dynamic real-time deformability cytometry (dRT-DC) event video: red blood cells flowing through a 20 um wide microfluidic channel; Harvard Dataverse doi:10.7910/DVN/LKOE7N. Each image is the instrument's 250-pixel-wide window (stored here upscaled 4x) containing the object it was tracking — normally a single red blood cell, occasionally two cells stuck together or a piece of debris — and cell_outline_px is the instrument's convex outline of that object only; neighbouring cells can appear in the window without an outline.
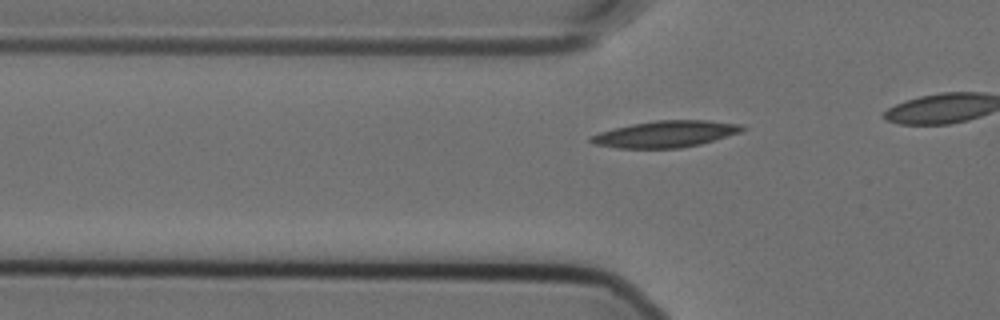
{"species": "Egyptian fruit bat (a non-hibernating species)", "species_latin": "Rousettus aegyptiacus", "temperature_condition": "cold", "stored_images_in_passage": 8, "camera_frame_rate_fps": 3000, "um_per_image_px": 0.085, "animal": {"sex": "female"}, "frame": {"image": 1, "passage_image": 2, "time_ms": 0.333, "image_size_px": [1000, 320], "cell_outline_px": [[748, 128], [740, 132], [700, 144], [680, 148], [616, 148], [592, 144], [588, 140], [588, 136], [612, 128], [632, 124], [656, 120], [708, 120], [740, 124]], "centroid_in_image_um": [56.52, 11.39], "position_along_channel_um": 69.3, "area_um2": 23.52}}
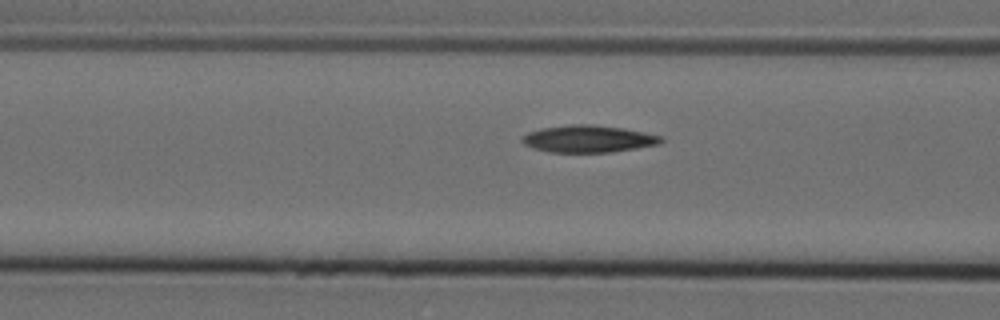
{"frame": {"image": 2, "passage_image": 6, "time_ms": 1.667, "image_size_px": [1000, 320], "cell_outline_px": [[664, 140], [660, 144], [612, 152], [548, 152], [532, 148], [524, 144], [520, 140], [520, 136], [528, 132], [540, 128], [572, 124], [592, 124], [624, 128], [664, 136]], "centroid_in_image_um": [49.99, 11.8], "position_along_channel_um": 116.6, "area_um2": 22.25}}